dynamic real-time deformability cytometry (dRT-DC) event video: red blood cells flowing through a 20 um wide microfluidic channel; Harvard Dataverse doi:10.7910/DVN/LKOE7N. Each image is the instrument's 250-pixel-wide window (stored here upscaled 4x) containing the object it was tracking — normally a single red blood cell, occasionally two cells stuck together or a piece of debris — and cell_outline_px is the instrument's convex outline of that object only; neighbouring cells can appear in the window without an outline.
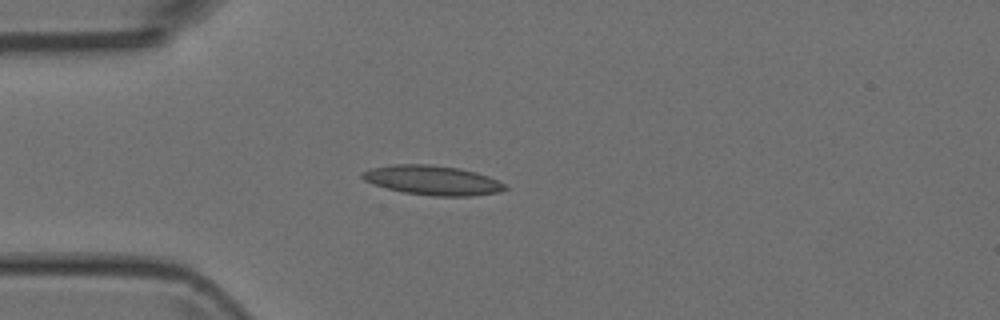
{"species": "Egyptian fruit bat (a non-hibernating species)", "species_latin": "Rousettus aegyptiacus", "temperature_condition": "room temperature", "stored_images_in_passage": 6, "camera_frame_rate_fps": 3000, "um_per_image_px": 0.085, "animal": {"sex": "female"}, "frame": {"image": 1, "passage_image": 4, "time_ms": 1.0, "image_size_px": [1000, 320], "cell_outline_px": [[508, 188], [500, 192], [472, 196], [432, 196], [404, 192], [388, 188], [364, 180], [360, 176], [360, 172], [372, 168], [392, 164], [432, 164], [460, 168], [476, 172], [488, 176], [504, 184]], "centroid_in_image_um": [36.77, 15.31], "position_along_channel_um": 48.2, "area_um2": 24.51}}
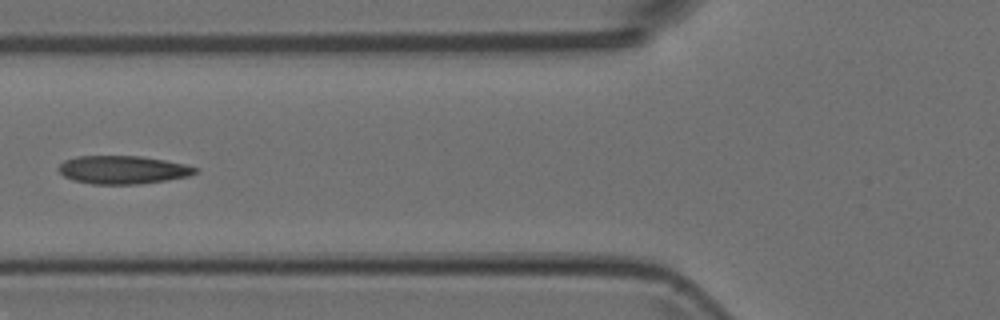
{"frame": {"image": 2, "passage_image": 6, "time_ms": 1.667, "image_size_px": [1000, 320], "cell_outline_px": [[200, 168], [196, 172], [188, 176], [168, 180], [136, 184], [92, 184], [72, 180], [64, 176], [56, 168], [64, 160], [76, 156], [140, 156], [164, 160], [184, 164]], "centroid_in_image_um": [10.41, 14.43], "position_along_channel_um": 115.4, "area_um2": 22.48}}